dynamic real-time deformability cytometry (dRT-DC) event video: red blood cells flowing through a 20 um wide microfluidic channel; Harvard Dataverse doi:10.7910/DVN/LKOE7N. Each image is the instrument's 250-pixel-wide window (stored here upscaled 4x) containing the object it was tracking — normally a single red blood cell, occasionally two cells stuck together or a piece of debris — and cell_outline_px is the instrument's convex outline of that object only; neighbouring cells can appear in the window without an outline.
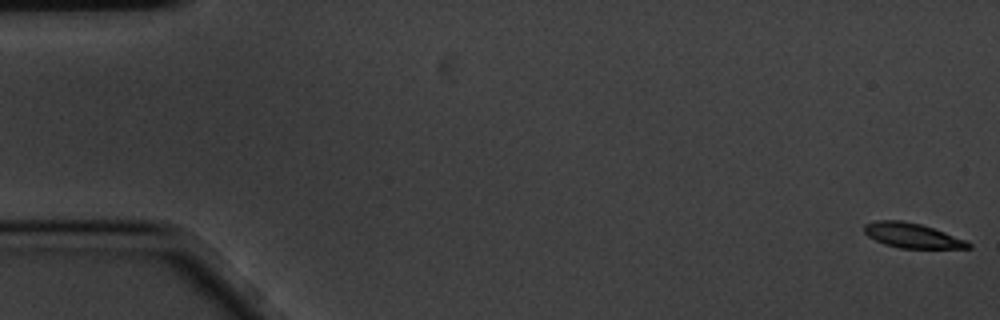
{"species": "common noctule bat (a hibernating species)", "species_latin": "Nyctalus noctula", "temperature_condition": "cold", "stored_images_in_passage": 5, "camera_frame_rate_fps": 3000, "um_per_image_px": 0.085, "animal": {"sex": "male", "body_mass_g": 20.1, "forearm_length_mm": 53.5}, "frame": {"image": 1, "passage_image": 1, "time_ms": 0.0, "image_size_px": [1000, 320], "cell_outline_px": [[972, 248], [900, 248], [884, 244], [868, 236], [864, 232], [864, 224], [876, 220], [900, 220], [920, 224], [968, 240], [972, 244]], "centroid_in_image_um": [77.55, 20.02], "position_along_channel_um": 7.5, "area_um2": 15.03}}